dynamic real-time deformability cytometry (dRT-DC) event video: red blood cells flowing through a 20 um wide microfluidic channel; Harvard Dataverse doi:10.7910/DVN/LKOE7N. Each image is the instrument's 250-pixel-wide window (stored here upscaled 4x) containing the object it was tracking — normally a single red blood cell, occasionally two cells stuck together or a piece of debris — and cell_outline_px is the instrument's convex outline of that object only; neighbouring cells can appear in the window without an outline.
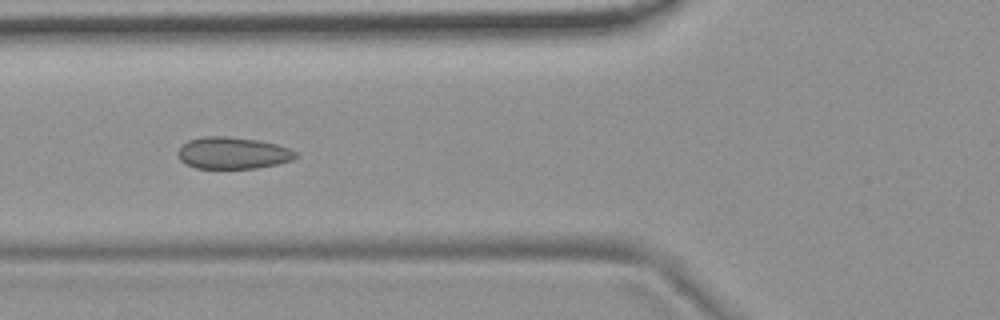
{"species": "common noctule bat (a hibernating species)", "species_latin": "Nyctalus noctula", "temperature_condition": "room temperature", "stored_images_in_passage": 8, "camera_frame_rate_fps": 3000, "um_per_image_px": 0.085, "animal": {"sex": "female", "body_mass_g": 19.9}, "frame": {"image": 1, "passage_image": 6, "time_ms": 6.0, "image_size_px": [1000, 320], "cell_outline_px": [[300, 156], [292, 160], [276, 164], [256, 168], [196, 168], [184, 164], [180, 160], [176, 152], [180, 144], [188, 140], [204, 136], [228, 136], [260, 140], [292, 148], [300, 152]], "centroid_in_image_um": [19.8, 12.99], "position_along_channel_um": 106.0, "area_um2": 22.37}}
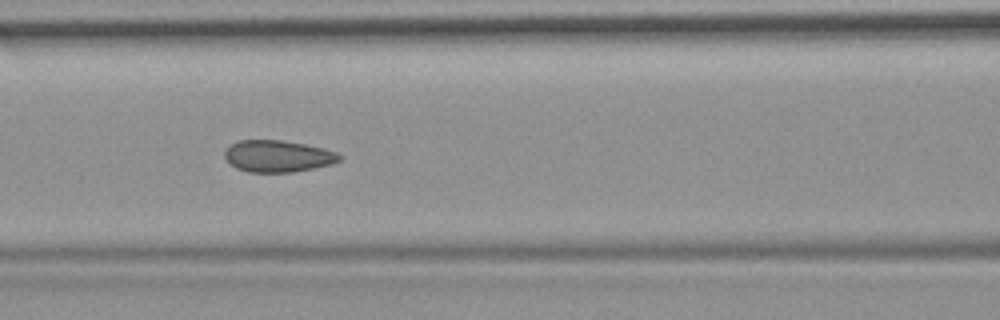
{"frame": {"image": 2, "passage_image": 7, "time_ms": 7.0, "image_size_px": [1000, 320], "cell_outline_px": [[344, 156], [340, 160], [332, 164], [292, 172], [248, 172], [236, 168], [228, 164], [224, 156], [224, 152], [236, 140], [280, 140], [304, 144], [324, 148], [336, 152]], "centroid_in_image_um": [23.6, 13.27], "position_along_channel_um": 143.0, "area_um2": 21.33}}